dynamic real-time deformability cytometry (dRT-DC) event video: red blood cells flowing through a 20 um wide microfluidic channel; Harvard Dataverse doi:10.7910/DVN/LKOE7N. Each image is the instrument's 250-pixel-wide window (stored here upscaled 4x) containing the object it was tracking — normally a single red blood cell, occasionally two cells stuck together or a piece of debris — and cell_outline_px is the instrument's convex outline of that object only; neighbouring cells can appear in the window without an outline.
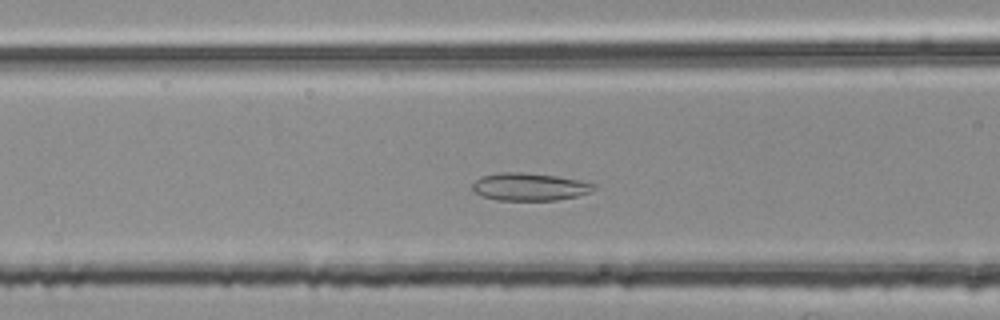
{"species": "common noctule bat (a hibernating species)", "species_latin": "Nyctalus noctula", "temperature_condition": "room temperature", "stored_images_in_passage": 45, "camera_frame_rate_fps": 3000, "um_per_image_px": 0.085, "animal": {"sex": "female", "body_mass_g": 25.1}, "frame": {"image": 1, "passage_image": 16, "time_ms": 5.0, "image_size_px": [1000, 320], "cell_outline_px": [[596, 188], [588, 192], [576, 196], [556, 200], [496, 200], [472, 192], [472, 184], [480, 176], [500, 172], [524, 172], [556, 176], [580, 180], [596, 184]], "centroid_in_image_um": [44.97, 15.87], "position_along_channel_um": 121.6, "area_um2": 19.59}}
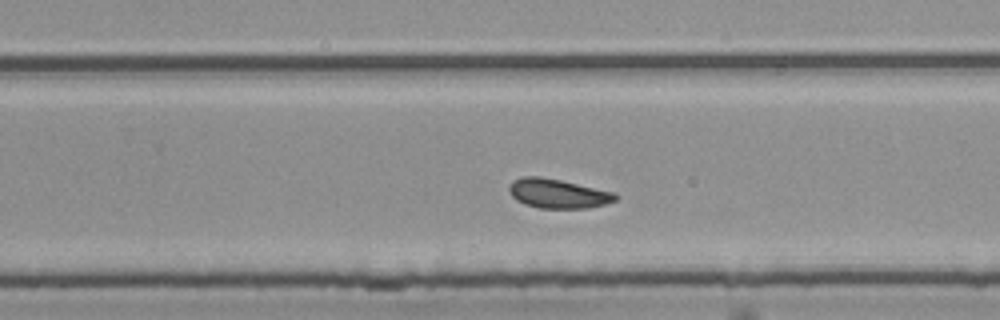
{"frame": {"image": 2, "passage_image": 29, "time_ms": 9.333, "image_size_px": [1000, 320], "cell_outline_px": [[620, 196], [616, 200], [604, 204], [588, 208], [540, 208], [524, 204], [516, 200], [508, 192], [508, 188], [512, 180], [524, 176], [540, 176], [560, 180], [616, 192]], "centroid_in_image_um": [47.42, 16.45], "position_along_channel_um": 282.4, "area_um2": 18.32}}
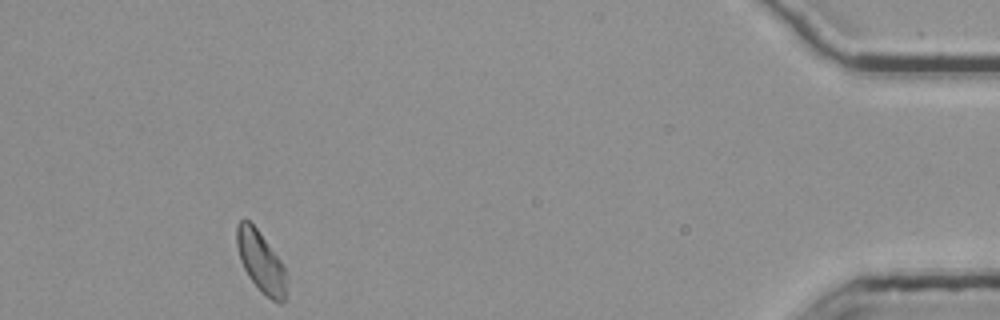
{"frame": {"image": 3, "passage_image": 45, "time_ms": 14.667, "image_size_px": [1000, 320], "cell_outline_px": [[288, 276], [284, 300], [280, 304], [272, 300], [260, 292], [248, 276], [240, 260], [236, 244], [236, 224], [240, 220], [248, 220], [256, 228], [284, 264]], "centroid_in_image_um": [22.19, 22.28], "position_along_channel_um": 413.0, "area_um2": 17.92}, "authors_computed_cell_mechanics": {"area_um2": 18.0914, "velocity_mm_per_s": 3.7176, "shape_relaxation_time_tau1_ms": null, "shape_relaxation_time_tau2_ms": 5.9533, "deformation_change_tau1": null, "deformation_change_tau2": 0.1059}}